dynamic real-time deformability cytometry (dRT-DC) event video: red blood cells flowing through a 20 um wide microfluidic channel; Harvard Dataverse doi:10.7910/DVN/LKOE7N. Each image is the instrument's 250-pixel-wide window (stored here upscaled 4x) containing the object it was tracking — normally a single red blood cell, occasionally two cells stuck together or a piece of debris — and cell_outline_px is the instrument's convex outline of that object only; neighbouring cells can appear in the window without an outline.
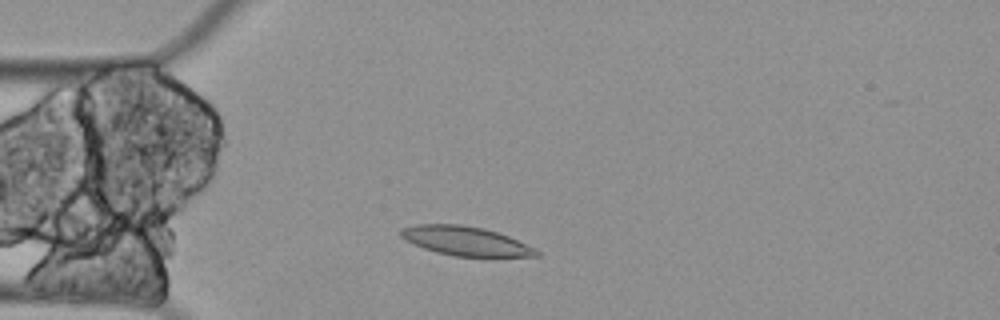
{"species": "Egyptian fruit bat (a non-hibernating species)", "species_latin": "Rousettus aegyptiacus", "temperature_condition": "cold", "stored_images_in_passage": 8, "camera_frame_rate_fps": 3000, "um_per_image_px": 0.085, "animal": {"sex": "female"}, "frame": {"image": 1, "passage_image": 2, "time_ms": 0.333, "image_size_px": [1000, 320], "cell_outline_px": [[540, 256], [452, 256], [436, 252], [424, 248], [400, 236], [400, 228], [416, 224], [460, 224], [484, 228], [508, 236], [536, 248], [540, 252]], "centroid_in_image_um": [39.58, 20.48], "position_along_channel_um": 45.4, "area_um2": 22.83}}
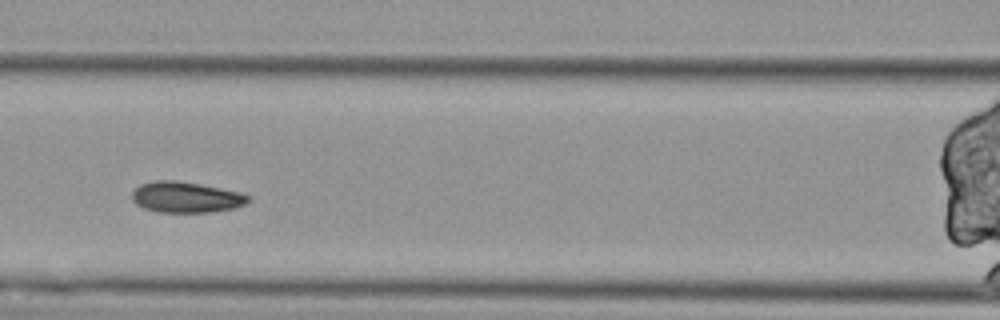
{"frame": {"image": 2, "passage_image": 5, "time_ms": 1.333, "image_size_px": [1000, 320], "cell_outline_px": [[248, 200], [244, 204], [232, 208], [212, 212], [160, 212], [144, 208], [136, 204], [132, 200], [132, 192], [140, 184], [156, 180], [176, 180], [200, 184], [220, 188], [236, 192], [248, 196]], "centroid_in_image_um": [15.74, 16.76], "position_along_channel_um": 150.9, "area_um2": 20.58}}
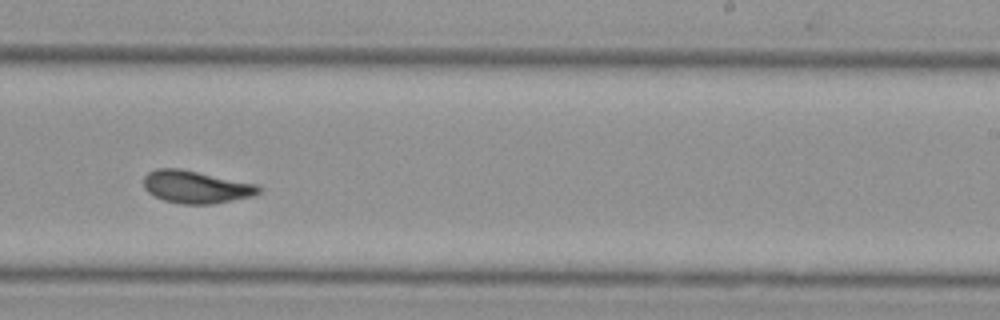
{"frame": {"image": 3, "passage_image": 8, "time_ms": 2.333, "image_size_px": [1000, 320], "cell_outline_px": [[260, 192], [252, 196], [212, 204], [180, 204], [164, 200], [148, 192], [144, 188], [144, 176], [148, 172], [156, 168], [180, 168], [256, 184], [260, 188]], "centroid_in_image_um": [16.62, 15.88], "position_along_channel_um": 272.4, "area_um2": 21.68}}